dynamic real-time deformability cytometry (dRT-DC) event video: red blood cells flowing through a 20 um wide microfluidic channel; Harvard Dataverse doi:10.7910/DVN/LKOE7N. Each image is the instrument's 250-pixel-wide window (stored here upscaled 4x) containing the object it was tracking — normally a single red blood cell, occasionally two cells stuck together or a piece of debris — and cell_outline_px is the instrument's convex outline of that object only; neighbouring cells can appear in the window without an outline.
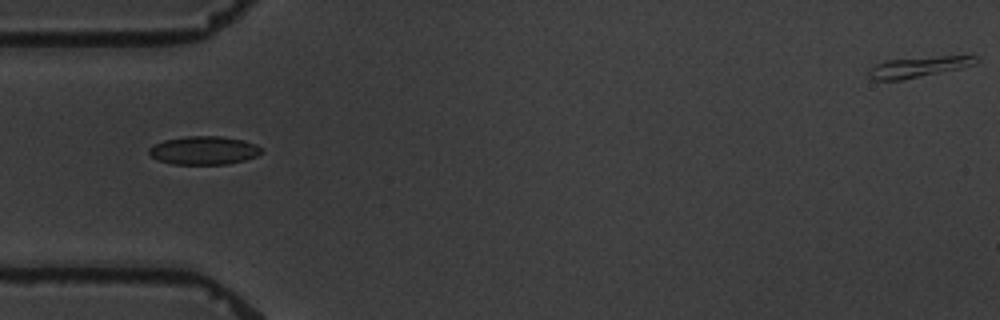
{"species": "common noctule bat (a hibernating species)", "species_latin": "Nyctalus noctula", "temperature_condition": "warm", "stored_images_in_passage": 1, "camera_frame_rate_fps": 3000, "um_per_image_px": 0.085, "animal": {"sex": "male", "body_mass_g": 19.5, "forearm_length_mm": 54.6}, "frame": {"image": 1, "passage_image": 1, "time_ms": 0.0, "image_size_px": [1000, 320], "cell_outline_px": [[264, 152], [256, 156], [244, 160], [228, 164], [172, 164], [156, 160], [148, 152], [148, 148], [164, 140], [184, 136], [220, 136], [244, 140], [256, 144]], "centroid_in_image_um": [17.33, 12.78], "position_along_channel_um": 67.7, "area_um2": 18.67}}